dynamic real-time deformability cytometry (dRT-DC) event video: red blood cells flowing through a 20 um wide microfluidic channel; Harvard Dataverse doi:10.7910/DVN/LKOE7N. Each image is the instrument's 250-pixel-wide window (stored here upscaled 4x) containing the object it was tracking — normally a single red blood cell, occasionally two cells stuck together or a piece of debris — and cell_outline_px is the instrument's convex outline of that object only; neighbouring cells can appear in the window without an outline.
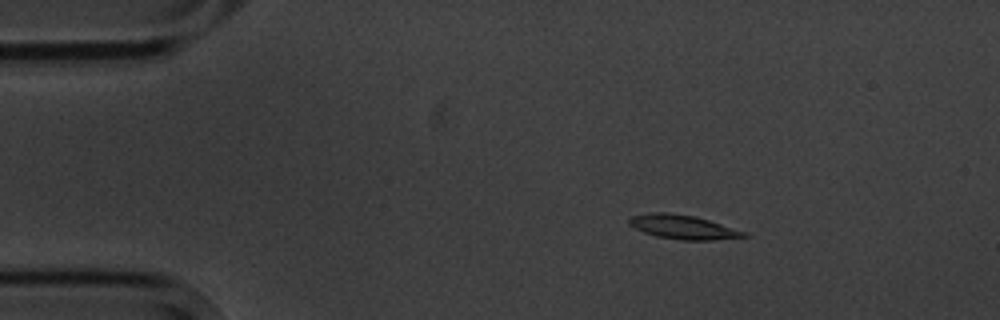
{"species": "common noctule bat (a hibernating species)", "species_latin": "Nyctalus noctula", "temperature_condition": "cold", "stored_images_in_passage": 5, "camera_frame_rate_fps": 3000, "um_per_image_px": 0.085, "animal": {"sex": "male", "body_mass_g": 20.1, "forearm_length_mm": 53.5}, "frame": {"image": 1, "passage_image": 3, "time_ms": 2.0, "image_size_px": [1000, 320], "cell_outline_px": [[752, 236], [716, 240], [680, 240], [656, 236], [644, 232], [628, 224], [628, 220], [632, 216], [652, 212], [668, 212], [696, 216], [748, 232]], "centroid_in_image_um": [58.12, 19.3], "position_along_channel_um": 26.9, "area_um2": 16.3}}
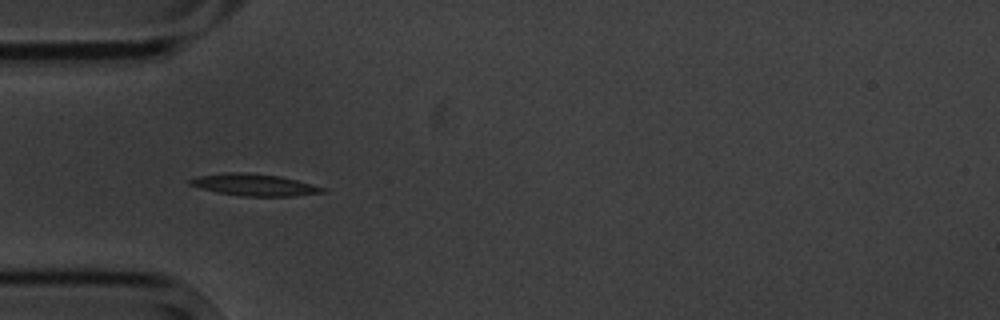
{"frame": {"image": 2, "passage_image": 5, "time_ms": 4.667, "image_size_px": [1000, 320], "cell_outline_px": [[328, 192], [292, 196], [244, 196], [216, 192], [188, 184], [188, 180], [200, 176], [224, 172], [248, 172], [280, 176], [328, 188]], "centroid_in_image_um": [21.66, 15.71], "position_along_channel_um": 63.3, "area_um2": 16.94}}